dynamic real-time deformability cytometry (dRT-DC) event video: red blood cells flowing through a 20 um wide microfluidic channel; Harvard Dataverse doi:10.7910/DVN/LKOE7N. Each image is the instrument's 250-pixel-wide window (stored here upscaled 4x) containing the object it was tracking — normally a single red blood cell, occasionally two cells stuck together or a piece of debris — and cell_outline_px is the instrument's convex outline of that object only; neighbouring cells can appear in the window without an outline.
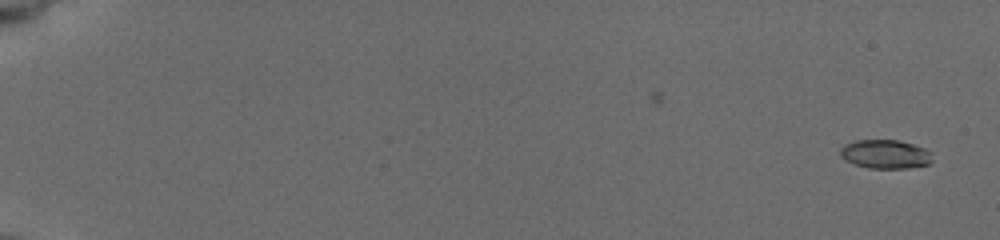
{"species": "common noctule bat (a hibernating species)", "species_latin": "Nyctalus noctula", "temperature_condition": "cold", "stored_images_in_passage": 26, "camera_frame_rate_fps": 3000, "um_per_image_px": 0.085, "animal": {"sex": "female", "body_mass_g": 19.5, "forearm_length_mm": 54.1}, "frame": {"image": 1, "passage_image": 1, "time_ms": 0.0, "image_size_px": [1000, 240], "cell_outline_px": [[932, 160], [928, 164], [908, 168], [868, 168], [856, 164], [840, 156], [840, 148], [844, 144], [856, 140], [900, 140], [924, 148], [932, 152]], "centroid_in_image_um": [75.27, 13.09], "position_along_channel_um": 9.7, "area_um2": 15.43}}
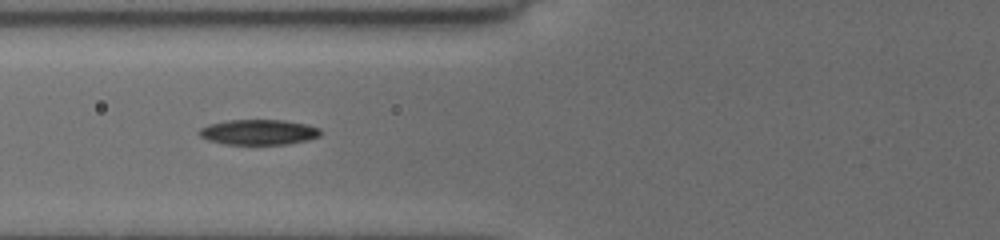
{"frame": {"image": 2, "passage_image": 18, "time_ms": 7.667, "image_size_px": [1000, 240], "cell_outline_px": [[320, 136], [308, 140], [288, 144], [224, 144], [208, 140], [200, 136], [196, 132], [200, 128], [208, 124], [228, 120], [284, 120], [304, 124], [320, 128]], "centroid_in_image_um": [21.95, 11.23], "position_along_channel_um": 103.9, "area_um2": 17.92}}
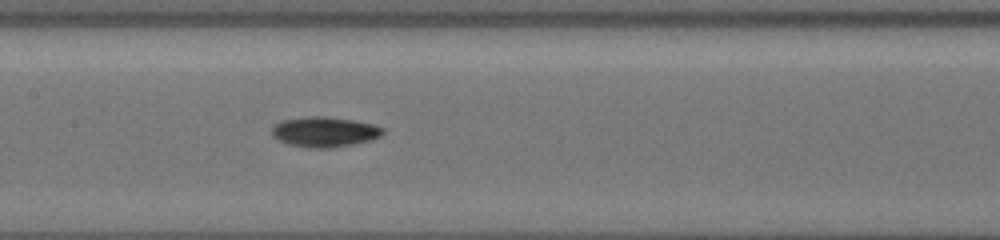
{"frame": {"image": 3, "passage_image": 26, "time_ms": 9.667, "image_size_px": [1000, 240], "cell_outline_px": [[384, 132], [380, 136], [368, 140], [352, 144], [328, 148], [308, 148], [288, 144], [272, 136], [272, 128], [280, 120], [308, 116], [324, 116], [352, 120], [372, 124], [384, 128]], "centroid_in_image_um": [27.55, 11.2], "position_along_channel_um": 179.9, "area_um2": 19.36}}